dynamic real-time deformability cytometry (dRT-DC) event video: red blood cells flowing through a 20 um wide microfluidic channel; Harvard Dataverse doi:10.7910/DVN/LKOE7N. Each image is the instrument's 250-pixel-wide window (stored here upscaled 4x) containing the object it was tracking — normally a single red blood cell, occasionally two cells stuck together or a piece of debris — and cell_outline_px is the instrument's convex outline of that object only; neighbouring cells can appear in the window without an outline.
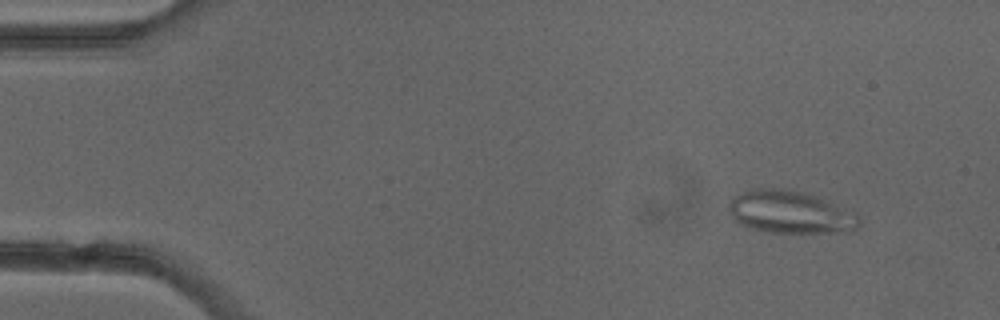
{"species": "common noctule bat (a hibernating species)", "species_latin": "Nyctalus noctula", "temperature_condition": "cold", "stored_images_in_passage": 3, "camera_frame_rate_fps": 3000, "um_per_image_px": 0.085, "animal": {"sex": "female"}, "frame": {"image": 1, "passage_image": 1, "time_ms": 0.0, "image_size_px": [1000, 320], "cell_outline_px": [[860, 224], [852, 232], [768, 232], [752, 228], [740, 224], [732, 220], [728, 208], [728, 204], [732, 196], [752, 188], [784, 188], [804, 192], [816, 196], [856, 212], [860, 220]], "centroid_in_image_um": [67.15, 18.02], "position_along_channel_um": 17.8, "area_um2": 32.71}}